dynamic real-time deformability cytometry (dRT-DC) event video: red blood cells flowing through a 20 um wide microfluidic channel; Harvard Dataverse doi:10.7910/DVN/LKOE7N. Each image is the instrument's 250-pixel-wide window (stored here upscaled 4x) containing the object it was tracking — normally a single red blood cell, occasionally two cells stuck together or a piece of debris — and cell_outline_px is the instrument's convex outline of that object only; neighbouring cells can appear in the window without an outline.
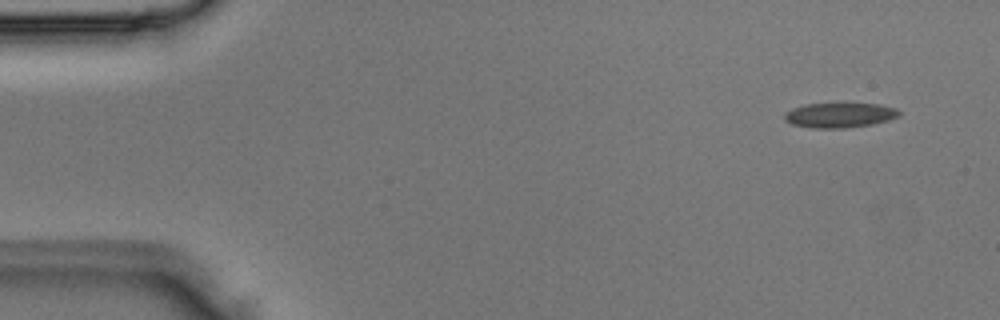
{"species": "Egyptian fruit bat (a non-hibernating species)", "species_latin": "Rousettus aegyptiacus", "temperature_condition": "room temperature", "stored_images_in_passage": 3, "camera_frame_rate_fps": 3000, "um_per_image_px": 0.085, "animal": {"sex": "male"}, "frame": {"image": 1, "passage_image": 3, "time_ms": 0.667, "image_size_px": [1000, 320], "cell_outline_px": [[900, 116], [888, 120], [872, 124], [844, 128], [812, 128], [792, 124], [784, 120], [784, 112], [792, 108], [804, 104], [880, 104], [896, 108], [900, 112]], "centroid_in_image_um": [71.35, 9.79], "position_along_channel_um": 13.7, "area_um2": 16.59}}